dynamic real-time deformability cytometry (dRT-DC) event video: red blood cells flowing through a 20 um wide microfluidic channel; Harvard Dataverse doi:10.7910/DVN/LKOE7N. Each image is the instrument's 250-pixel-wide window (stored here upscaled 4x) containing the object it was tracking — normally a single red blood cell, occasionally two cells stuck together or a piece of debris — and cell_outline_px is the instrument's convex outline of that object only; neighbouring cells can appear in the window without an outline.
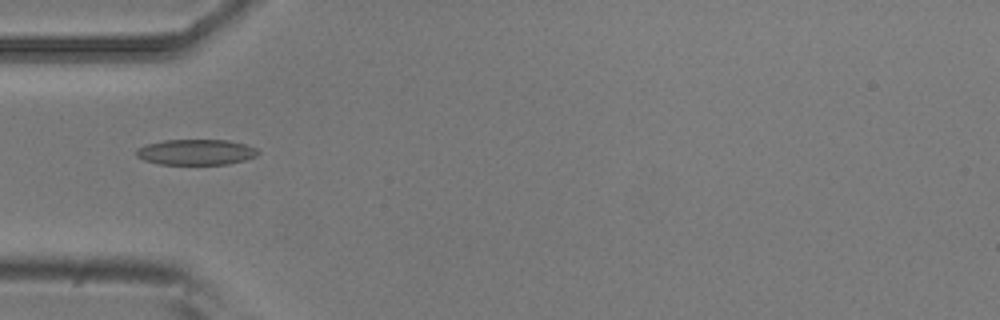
{"species": "common noctule bat (a hibernating species)", "species_latin": "Nyctalus noctula", "temperature_condition": "room temperature", "stored_images_in_passage": 8, "camera_frame_rate_fps": 3000, "um_per_image_px": 0.085, "animal": {"sex": "male", "body_mass_g": 20.5, "forearm_length_mm": 52.5}, "frame": {"image": 1, "passage_image": 4, "time_ms": 1.0, "image_size_px": [1000, 320], "cell_outline_px": [[260, 152], [256, 156], [244, 160], [228, 164], [160, 164], [144, 160], [136, 156], [136, 148], [148, 144], [164, 140], [228, 140], [244, 144], [256, 148]], "centroid_in_image_um": [16.66, 12.93], "position_along_channel_um": 68.3, "area_um2": 18.09}}
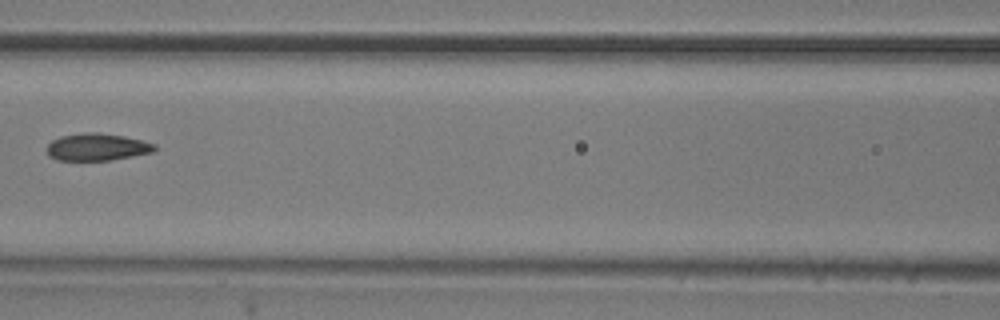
{"frame": {"image": 2, "passage_image": 6, "time_ms": 1.667, "image_size_px": [1000, 320], "cell_outline_px": [[156, 148], [152, 152], [112, 160], [56, 160], [48, 156], [48, 144], [52, 140], [60, 136], [84, 132], [96, 132], [124, 136], [156, 144]], "centroid_in_image_um": [8.23, 12.49], "position_along_channel_um": 158.4, "area_um2": 17.05}}
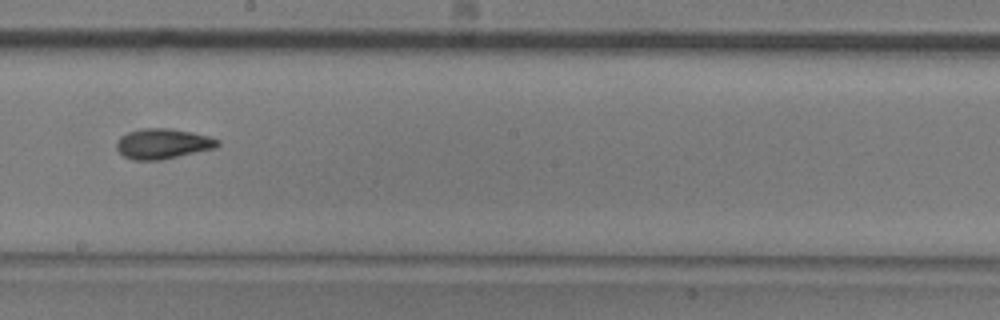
{"frame": {"image": 3, "passage_image": 8, "time_ms": 2.333, "image_size_px": [1000, 320], "cell_outline_px": [[220, 144], [216, 148], [160, 160], [132, 160], [124, 156], [116, 148], [116, 144], [120, 136], [128, 132], [140, 128], [168, 128], [192, 132], [208, 136], [220, 140]], "centroid_in_image_um": [13.83, 12.21], "position_along_channel_um": 234.4, "area_um2": 17.86}}